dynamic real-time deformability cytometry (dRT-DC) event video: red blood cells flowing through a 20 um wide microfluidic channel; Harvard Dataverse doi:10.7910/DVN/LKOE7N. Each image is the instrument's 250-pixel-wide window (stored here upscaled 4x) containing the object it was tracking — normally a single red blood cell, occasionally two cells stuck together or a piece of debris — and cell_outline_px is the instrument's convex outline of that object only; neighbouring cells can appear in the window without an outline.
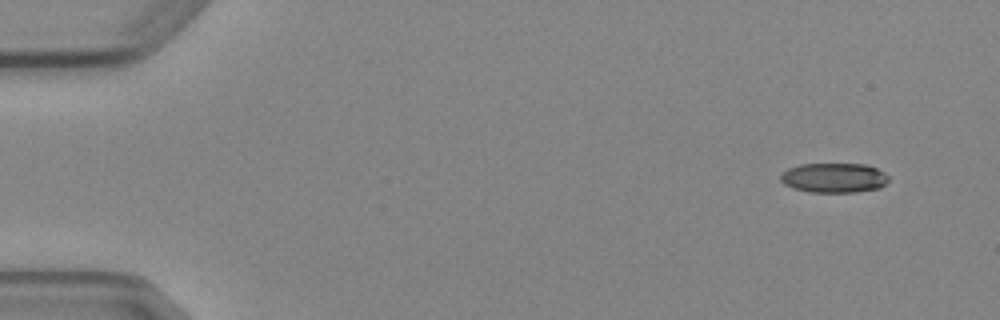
{"species": "Egyptian fruit bat (a non-hibernating species)", "species_latin": "Rousettus aegyptiacus", "temperature_condition": "cold", "stored_images_in_passage": 5, "camera_frame_rate_fps": 3000, "um_per_image_px": 0.085, "animal": {"sex": "female"}, "frame": {"image": 1, "passage_image": 1, "time_ms": 0.0, "image_size_px": [1000, 320], "cell_outline_px": [[888, 180], [880, 188], [856, 192], [808, 192], [792, 188], [784, 184], [780, 180], [780, 176], [788, 168], [800, 164], [864, 164], [876, 168], [884, 172], [888, 176]], "centroid_in_image_um": [70.87, 15.12], "position_along_channel_um": 14.1, "area_um2": 18.73}}
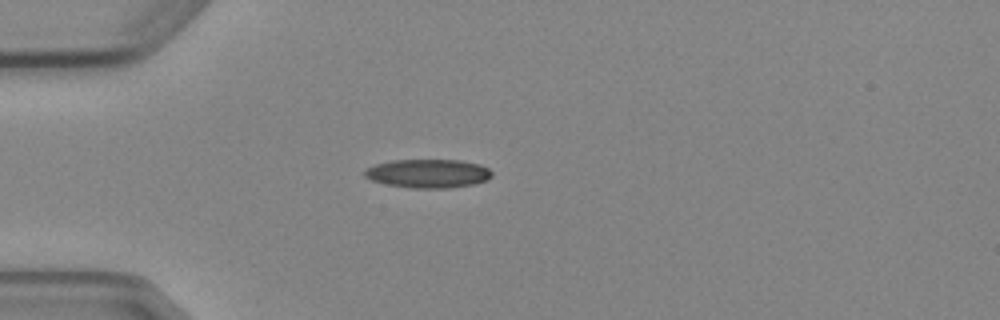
{"frame": {"image": 2, "passage_image": 4, "time_ms": 3.667, "image_size_px": [1000, 320], "cell_outline_px": [[492, 176], [488, 180], [476, 184], [448, 188], [408, 188], [388, 184], [372, 180], [364, 176], [364, 172], [368, 168], [376, 164], [392, 160], [460, 160], [480, 164], [488, 168], [492, 172]], "centroid_in_image_um": [36.44, 14.75], "position_along_channel_um": 48.6, "area_um2": 21.33}}